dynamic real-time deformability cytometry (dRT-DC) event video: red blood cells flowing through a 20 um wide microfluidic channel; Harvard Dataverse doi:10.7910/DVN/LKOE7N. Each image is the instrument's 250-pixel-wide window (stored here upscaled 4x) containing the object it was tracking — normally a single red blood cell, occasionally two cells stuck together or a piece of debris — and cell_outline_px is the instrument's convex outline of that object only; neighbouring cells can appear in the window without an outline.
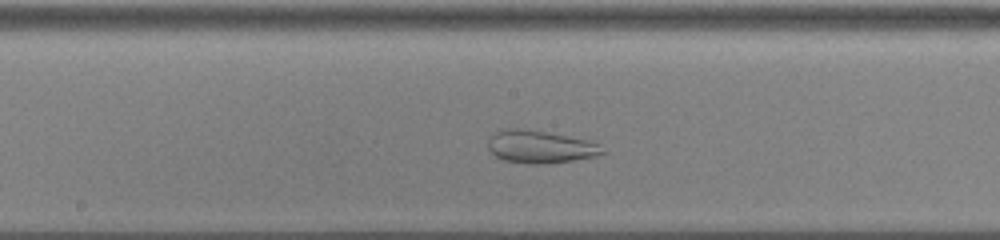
{"species": "common noctule bat (a hibernating species)", "species_latin": "Nyctalus noctula", "temperature_condition": "cold", "stored_images_in_passage": 20, "camera_frame_rate_fps": 3000, "um_per_image_px": 0.085, "animal": {"sex": "male", "body_mass_g": 13.0, "forearm_length_mm": 53.1}, "frame": {"image": 1, "passage_image": 11, "time_ms": 3.333, "image_size_px": [1000, 240], "cell_outline_px": [[604, 152], [596, 156], [572, 160], [544, 164], [524, 164], [504, 160], [496, 156], [488, 148], [488, 140], [496, 132], [504, 128], [516, 128], [544, 132], [588, 140], [596, 144]], "centroid_in_image_um": [45.85, 12.49], "position_along_channel_um": 202.3, "area_um2": 21.33}}
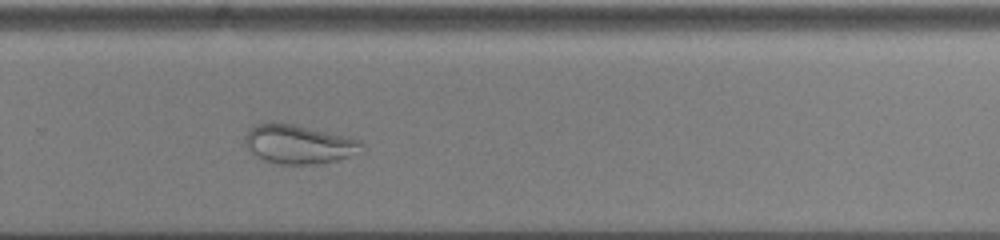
{"frame": {"image": 2, "passage_image": 19, "time_ms": 6.0, "image_size_px": [1000, 240], "cell_outline_px": [[364, 152], [336, 160], [316, 164], [276, 164], [264, 160], [248, 152], [244, 144], [244, 140], [252, 124], [264, 120], [296, 124], [348, 136], [360, 140], [364, 144]], "centroid_in_image_um": [25.37, 12.23], "position_along_channel_um": 304.4, "area_um2": 27.4}}